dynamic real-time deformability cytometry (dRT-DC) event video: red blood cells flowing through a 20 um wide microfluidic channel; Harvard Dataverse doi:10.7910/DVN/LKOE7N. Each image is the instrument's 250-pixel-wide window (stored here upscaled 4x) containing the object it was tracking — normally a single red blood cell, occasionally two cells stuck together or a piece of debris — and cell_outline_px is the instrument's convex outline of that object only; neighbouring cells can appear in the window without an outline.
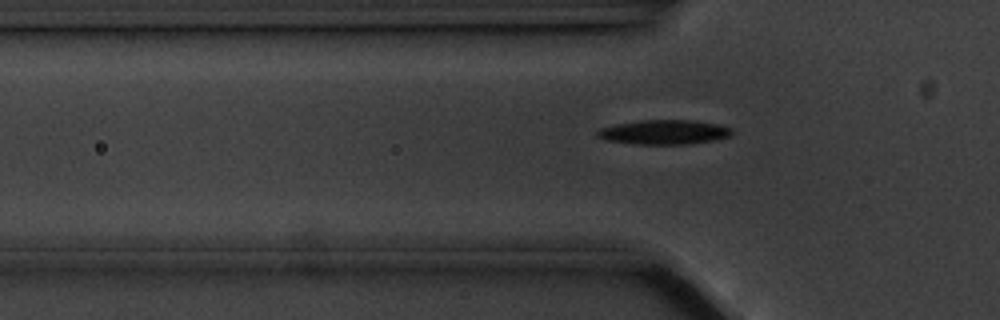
{"species": "common noctule bat (a hibernating species)", "species_latin": "Nyctalus noctula", "temperature_condition": "cold", "stored_images_in_passage": 44, "camera_frame_rate_fps": 3000, "um_per_image_px": 0.085, "animal": {"sex": "male", "body_mass_g": 20.1, "forearm_length_mm": 53.5}, "frame": {"image": 1, "passage_image": 6, "time_ms": 1.667, "image_size_px": [1000, 320], "cell_outline_px": [[732, 136], [716, 140], [688, 144], [636, 144], [604, 140], [596, 136], [596, 132], [600, 128], [616, 124], [640, 120], [692, 120], [716, 124], [732, 128]], "centroid_in_image_um": [56.44, 11.23], "position_along_channel_um": 69.4, "area_um2": 19.31}}
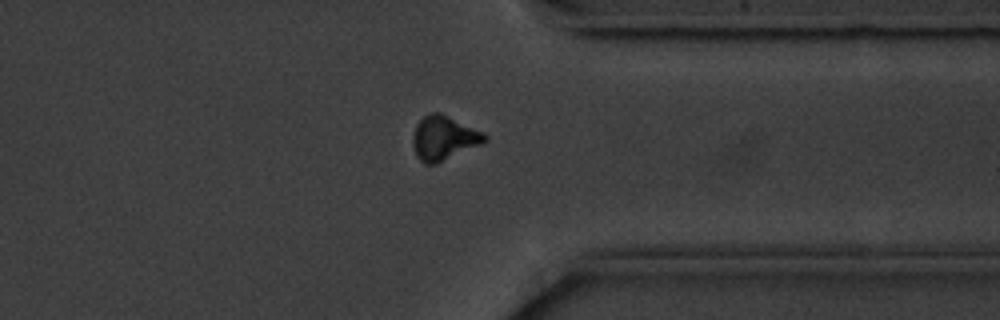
{"frame": {"image": 2, "passage_image": 32, "time_ms": 10.333, "image_size_px": [1000, 320], "cell_outline_px": [[488, 140], [480, 144], [436, 164], [424, 164], [416, 156], [412, 144], [412, 136], [416, 124], [424, 116], [432, 112], [440, 112], [484, 132], [488, 136]], "centroid_in_image_um": [37.71, 11.73], "position_along_channel_um": 373.7, "area_um2": 18.55}}
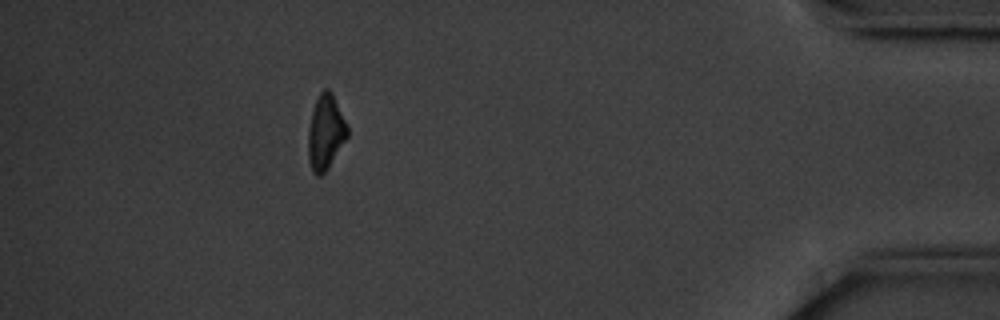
{"frame": {"image": 3, "passage_image": 39, "time_ms": 12.667, "image_size_px": [1000, 320], "cell_outline_px": [[348, 136], [328, 168], [320, 176], [316, 176], [312, 172], [308, 160], [308, 128], [312, 112], [316, 100], [320, 92], [324, 88], [328, 88], [332, 92], [348, 128]], "centroid_in_image_um": [27.66, 11.26], "position_along_channel_um": 407.5, "area_um2": 17.05}}